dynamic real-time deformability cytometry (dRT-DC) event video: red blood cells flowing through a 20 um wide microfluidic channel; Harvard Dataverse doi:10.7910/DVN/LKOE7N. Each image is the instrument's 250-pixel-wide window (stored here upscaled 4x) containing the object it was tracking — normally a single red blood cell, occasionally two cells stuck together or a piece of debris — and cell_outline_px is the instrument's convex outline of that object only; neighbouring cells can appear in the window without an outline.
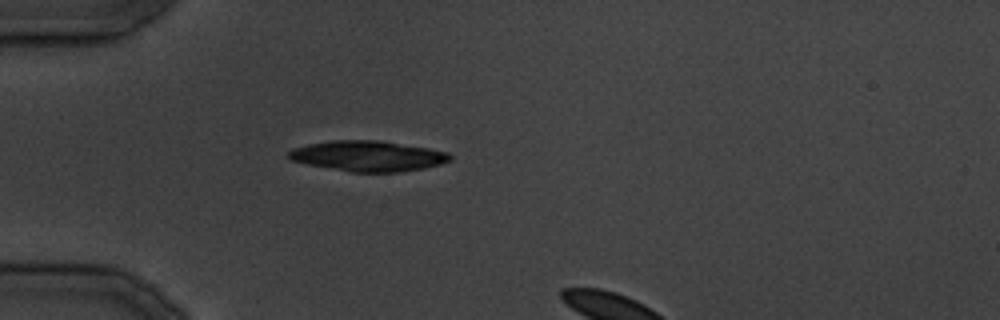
{"species": "common noctule bat (a hibernating species)", "species_latin": "Nyctalus noctula", "temperature_condition": "cold", "stored_images_in_passage": 5, "camera_frame_rate_fps": 3000, "um_per_image_px": 0.085, "animal": {"sex": "male", "body_mass_g": 19.5, "forearm_length_mm": 54.6}, "frame": {"image": 1, "passage_image": 1, "time_ms": 0.0, "image_size_px": [1000, 320], "cell_outline_px": [[452, 160], [440, 164], [424, 168], [400, 172], [352, 172], [308, 164], [288, 160], [288, 152], [292, 148], [308, 144], [332, 140], [380, 140], [428, 148], [448, 152], [452, 156]], "centroid_in_image_um": [31.27, 13.26], "position_along_channel_um": 53.7, "area_um2": 28.73}}